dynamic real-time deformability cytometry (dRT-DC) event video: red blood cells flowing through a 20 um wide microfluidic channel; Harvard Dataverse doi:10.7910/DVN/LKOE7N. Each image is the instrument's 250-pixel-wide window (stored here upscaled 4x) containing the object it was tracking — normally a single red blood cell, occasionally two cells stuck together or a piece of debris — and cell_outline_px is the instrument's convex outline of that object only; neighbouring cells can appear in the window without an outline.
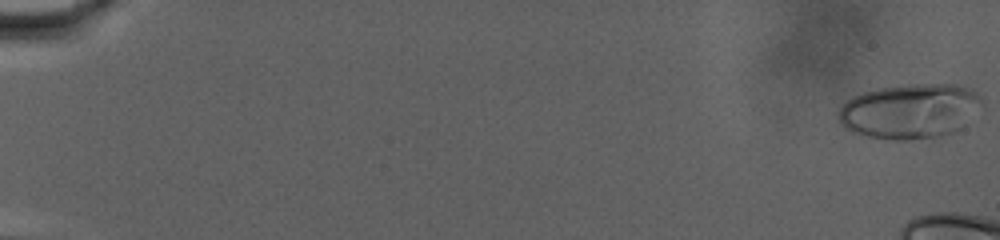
{"species": "human", "species_latin": "Homo sapiens", "temperature_condition": "warm", "stored_images_in_passage": 21, "camera_frame_rate_fps": 3000, "um_per_image_px": 0.085, "donor": {"sex": "male"}, "frame": {"image": 1, "passage_image": 1, "time_ms": 0.0, "image_size_px": [1000, 240], "cell_outline_px": [[984, 104], [960, 128], [952, 132], [936, 136], [908, 140], [884, 140], [852, 132], [844, 128], [840, 124], [836, 116], [836, 112], [852, 96], [864, 92], [880, 88], [916, 84], [956, 84], [972, 88], [984, 96]], "centroid_in_image_um": [77.35, 9.44], "position_along_channel_um": 7.6, "area_um2": 46.24}}